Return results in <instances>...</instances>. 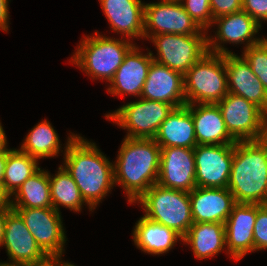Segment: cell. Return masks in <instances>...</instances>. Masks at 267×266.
Instances as JSON below:
<instances>
[{
	"instance_id": "obj_24",
	"label": "cell",
	"mask_w": 267,
	"mask_h": 266,
	"mask_svg": "<svg viewBox=\"0 0 267 266\" xmlns=\"http://www.w3.org/2000/svg\"><path fill=\"white\" fill-rule=\"evenodd\" d=\"M132 234L134 245L152 256L168 253L179 240H183L175 230L144 216L137 220Z\"/></svg>"
},
{
	"instance_id": "obj_41",
	"label": "cell",
	"mask_w": 267,
	"mask_h": 266,
	"mask_svg": "<svg viewBox=\"0 0 267 266\" xmlns=\"http://www.w3.org/2000/svg\"><path fill=\"white\" fill-rule=\"evenodd\" d=\"M62 261H63L62 258H60V266H76V265H74V263L71 264L68 261L67 262H65V261L62 262Z\"/></svg>"
},
{
	"instance_id": "obj_6",
	"label": "cell",
	"mask_w": 267,
	"mask_h": 266,
	"mask_svg": "<svg viewBox=\"0 0 267 266\" xmlns=\"http://www.w3.org/2000/svg\"><path fill=\"white\" fill-rule=\"evenodd\" d=\"M136 202L142 206L144 217L175 230L182 237L194 223L189 192L154 184Z\"/></svg>"
},
{
	"instance_id": "obj_32",
	"label": "cell",
	"mask_w": 267,
	"mask_h": 266,
	"mask_svg": "<svg viewBox=\"0 0 267 266\" xmlns=\"http://www.w3.org/2000/svg\"><path fill=\"white\" fill-rule=\"evenodd\" d=\"M254 251L267 250V204H257V217L253 230Z\"/></svg>"
},
{
	"instance_id": "obj_7",
	"label": "cell",
	"mask_w": 267,
	"mask_h": 266,
	"mask_svg": "<svg viewBox=\"0 0 267 266\" xmlns=\"http://www.w3.org/2000/svg\"><path fill=\"white\" fill-rule=\"evenodd\" d=\"M173 109L168 103L140 97L105 114V117L113 124L126 129V138L154 139L159 126Z\"/></svg>"
},
{
	"instance_id": "obj_27",
	"label": "cell",
	"mask_w": 267,
	"mask_h": 266,
	"mask_svg": "<svg viewBox=\"0 0 267 266\" xmlns=\"http://www.w3.org/2000/svg\"><path fill=\"white\" fill-rule=\"evenodd\" d=\"M60 137L47 119L36 124L26 135L19 150L39 159L58 157L62 153Z\"/></svg>"
},
{
	"instance_id": "obj_26",
	"label": "cell",
	"mask_w": 267,
	"mask_h": 266,
	"mask_svg": "<svg viewBox=\"0 0 267 266\" xmlns=\"http://www.w3.org/2000/svg\"><path fill=\"white\" fill-rule=\"evenodd\" d=\"M11 208L52 207L49 171L39 169L29 177L10 197Z\"/></svg>"
},
{
	"instance_id": "obj_13",
	"label": "cell",
	"mask_w": 267,
	"mask_h": 266,
	"mask_svg": "<svg viewBox=\"0 0 267 266\" xmlns=\"http://www.w3.org/2000/svg\"><path fill=\"white\" fill-rule=\"evenodd\" d=\"M217 29L215 36H207V49L217 54L234 53L228 50L224 44H245L244 49L260 43L264 37H256L261 26L245 11L223 15L213 20ZM245 42V43H244ZM223 44V45H222Z\"/></svg>"
},
{
	"instance_id": "obj_17",
	"label": "cell",
	"mask_w": 267,
	"mask_h": 266,
	"mask_svg": "<svg viewBox=\"0 0 267 266\" xmlns=\"http://www.w3.org/2000/svg\"><path fill=\"white\" fill-rule=\"evenodd\" d=\"M135 44L124 56L107 91L112 96L131 95L139 97L147 78L148 70L153 61L151 50L147 53Z\"/></svg>"
},
{
	"instance_id": "obj_8",
	"label": "cell",
	"mask_w": 267,
	"mask_h": 266,
	"mask_svg": "<svg viewBox=\"0 0 267 266\" xmlns=\"http://www.w3.org/2000/svg\"><path fill=\"white\" fill-rule=\"evenodd\" d=\"M229 134L236 141L267 138V115L254 103L229 93L216 103Z\"/></svg>"
},
{
	"instance_id": "obj_4",
	"label": "cell",
	"mask_w": 267,
	"mask_h": 266,
	"mask_svg": "<svg viewBox=\"0 0 267 266\" xmlns=\"http://www.w3.org/2000/svg\"><path fill=\"white\" fill-rule=\"evenodd\" d=\"M135 44L122 37H107L95 31L94 36H83L70 62L92 80L110 82L122 64L124 56Z\"/></svg>"
},
{
	"instance_id": "obj_31",
	"label": "cell",
	"mask_w": 267,
	"mask_h": 266,
	"mask_svg": "<svg viewBox=\"0 0 267 266\" xmlns=\"http://www.w3.org/2000/svg\"><path fill=\"white\" fill-rule=\"evenodd\" d=\"M186 12L202 29L208 32L212 27L213 16L210 8V0H179Z\"/></svg>"
},
{
	"instance_id": "obj_40",
	"label": "cell",
	"mask_w": 267,
	"mask_h": 266,
	"mask_svg": "<svg viewBox=\"0 0 267 266\" xmlns=\"http://www.w3.org/2000/svg\"><path fill=\"white\" fill-rule=\"evenodd\" d=\"M35 266H60V258H51L46 263H43L41 265H35Z\"/></svg>"
},
{
	"instance_id": "obj_37",
	"label": "cell",
	"mask_w": 267,
	"mask_h": 266,
	"mask_svg": "<svg viewBox=\"0 0 267 266\" xmlns=\"http://www.w3.org/2000/svg\"><path fill=\"white\" fill-rule=\"evenodd\" d=\"M10 209V196L4 191L3 185L0 184V210Z\"/></svg>"
},
{
	"instance_id": "obj_34",
	"label": "cell",
	"mask_w": 267,
	"mask_h": 266,
	"mask_svg": "<svg viewBox=\"0 0 267 266\" xmlns=\"http://www.w3.org/2000/svg\"><path fill=\"white\" fill-rule=\"evenodd\" d=\"M213 19L242 10V0H210Z\"/></svg>"
},
{
	"instance_id": "obj_5",
	"label": "cell",
	"mask_w": 267,
	"mask_h": 266,
	"mask_svg": "<svg viewBox=\"0 0 267 266\" xmlns=\"http://www.w3.org/2000/svg\"><path fill=\"white\" fill-rule=\"evenodd\" d=\"M186 104H216L227 94L224 55L207 52L185 74Z\"/></svg>"
},
{
	"instance_id": "obj_14",
	"label": "cell",
	"mask_w": 267,
	"mask_h": 266,
	"mask_svg": "<svg viewBox=\"0 0 267 266\" xmlns=\"http://www.w3.org/2000/svg\"><path fill=\"white\" fill-rule=\"evenodd\" d=\"M234 144L197 145L194 148L196 187L227 188Z\"/></svg>"
},
{
	"instance_id": "obj_21",
	"label": "cell",
	"mask_w": 267,
	"mask_h": 266,
	"mask_svg": "<svg viewBox=\"0 0 267 266\" xmlns=\"http://www.w3.org/2000/svg\"><path fill=\"white\" fill-rule=\"evenodd\" d=\"M112 31L122 38H144V4L142 0H99Z\"/></svg>"
},
{
	"instance_id": "obj_42",
	"label": "cell",
	"mask_w": 267,
	"mask_h": 266,
	"mask_svg": "<svg viewBox=\"0 0 267 266\" xmlns=\"http://www.w3.org/2000/svg\"><path fill=\"white\" fill-rule=\"evenodd\" d=\"M0 266H21V265H15V264H9L6 262H0Z\"/></svg>"
},
{
	"instance_id": "obj_38",
	"label": "cell",
	"mask_w": 267,
	"mask_h": 266,
	"mask_svg": "<svg viewBox=\"0 0 267 266\" xmlns=\"http://www.w3.org/2000/svg\"><path fill=\"white\" fill-rule=\"evenodd\" d=\"M9 210H0V245L3 241L6 214Z\"/></svg>"
},
{
	"instance_id": "obj_3",
	"label": "cell",
	"mask_w": 267,
	"mask_h": 266,
	"mask_svg": "<svg viewBox=\"0 0 267 266\" xmlns=\"http://www.w3.org/2000/svg\"><path fill=\"white\" fill-rule=\"evenodd\" d=\"M227 188L237 203L267 204V138L234 144Z\"/></svg>"
},
{
	"instance_id": "obj_9",
	"label": "cell",
	"mask_w": 267,
	"mask_h": 266,
	"mask_svg": "<svg viewBox=\"0 0 267 266\" xmlns=\"http://www.w3.org/2000/svg\"><path fill=\"white\" fill-rule=\"evenodd\" d=\"M150 40L157 50L153 60L183 75L208 52L207 35L158 34Z\"/></svg>"
},
{
	"instance_id": "obj_15",
	"label": "cell",
	"mask_w": 267,
	"mask_h": 266,
	"mask_svg": "<svg viewBox=\"0 0 267 266\" xmlns=\"http://www.w3.org/2000/svg\"><path fill=\"white\" fill-rule=\"evenodd\" d=\"M194 149L163 147L157 184L169 189L191 192L196 187Z\"/></svg>"
},
{
	"instance_id": "obj_16",
	"label": "cell",
	"mask_w": 267,
	"mask_h": 266,
	"mask_svg": "<svg viewBox=\"0 0 267 266\" xmlns=\"http://www.w3.org/2000/svg\"><path fill=\"white\" fill-rule=\"evenodd\" d=\"M257 217V204L237 203L225 222V252L240 261L254 252L253 230Z\"/></svg>"
},
{
	"instance_id": "obj_36",
	"label": "cell",
	"mask_w": 267,
	"mask_h": 266,
	"mask_svg": "<svg viewBox=\"0 0 267 266\" xmlns=\"http://www.w3.org/2000/svg\"><path fill=\"white\" fill-rule=\"evenodd\" d=\"M10 150L7 147L0 148V184L3 183L7 154Z\"/></svg>"
},
{
	"instance_id": "obj_28",
	"label": "cell",
	"mask_w": 267,
	"mask_h": 266,
	"mask_svg": "<svg viewBox=\"0 0 267 266\" xmlns=\"http://www.w3.org/2000/svg\"><path fill=\"white\" fill-rule=\"evenodd\" d=\"M50 197L52 207L60 212V206L74 212H81L86 202L82 198L74 179L60 165L55 175L49 172ZM85 203V204H84Z\"/></svg>"
},
{
	"instance_id": "obj_35",
	"label": "cell",
	"mask_w": 267,
	"mask_h": 266,
	"mask_svg": "<svg viewBox=\"0 0 267 266\" xmlns=\"http://www.w3.org/2000/svg\"><path fill=\"white\" fill-rule=\"evenodd\" d=\"M9 1L10 0H0V30L8 32L9 30Z\"/></svg>"
},
{
	"instance_id": "obj_12",
	"label": "cell",
	"mask_w": 267,
	"mask_h": 266,
	"mask_svg": "<svg viewBox=\"0 0 267 266\" xmlns=\"http://www.w3.org/2000/svg\"><path fill=\"white\" fill-rule=\"evenodd\" d=\"M9 264L35 266L46 263L51 258L40 248L35 238L25 225L20 214L10 209L5 218L3 241Z\"/></svg>"
},
{
	"instance_id": "obj_22",
	"label": "cell",
	"mask_w": 267,
	"mask_h": 266,
	"mask_svg": "<svg viewBox=\"0 0 267 266\" xmlns=\"http://www.w3.org/2000/svg\"><path fill=\"white\" fill-rule=\"evenodd\" d=\"M197 145L235 144L217 104H189Z\"/></svg>"
},
{
	"instance_id": "obj_2",
	"label": "cell",
	"mask_w": 267,
	"mask_h": 266,
	"mask_svg": "<svg viewBox=\"0 0 267 266\" xmlns=\"http://www.w3.org/2000/svg\"><path fill=\"white\" fill-rule=\"evenodd\" d=\"M160 153L161 147L154 139L124 137L113 162L114 181L124 189L130 204L157 184Z\"/></svg>"
},
{
	"instance_id": "obj_30",
	"label": "cell",
	"mask_w": 267,
	"mask_h": 266,
	"mask_svg": "<svg viewBox=\"0 0 267 266\" xmlns=\"http://www.w3.org/2000/svg\"><path fill=\"white\" fill-rule=\"evenodd\" d=\"M241 55L267 91V38L243 50Z\"/></svg>"
},
{
	"instance_id": "obj_39",
	"label": "cell",
	"mask_w": 267,
	"mask_h": 266,
	"mask_svg": "<svg viewBox=\"0 0 267 266\" xmlns=\"http://www.w3.org/2000/svg\"><path fill=\"white\" fill-rule=\"evenodd\" d=\"M7 137H6V134H5V131L2 127V124L0 122V148H4V147H7Z\"/></svg>"
},
{
	"instance_id": "obj_18",
	"label": "cell",
	"mask_w": 267,
	"mask_h": 266,
	"mask_svg": "<svg viewBox=\"0 0 267 266\" xmlns=\"http://www.w3.org/2000/svg\"><path fill=\"white\" fill-rule=\"evenodd\" d=\"M140 97L162 101L174 108L185 106L184 75L153 60Z\"/></svg>"
},
{
	"instance_id": "obj_25",
	"label": "cell",
	"mask_w": 267,
	"mask_h": 266,
	"mask_svg": "<svg viewBox=\"0 0 267 266\" xmlns=\"http://www.w3.org/2000/svg\"><path fill=\"white\" fill-rule=\"evenodd\" d=\"M183 244L190 245L196 259L212 258L226 248L225 224L219 222L193 223L183 236Z\"/></svg>"
},
{
	"instance_id": "obj_29",
	"label": "cell",
	"mask_w": 267,
	"mask_h": 266,
	"mask_svg": "<svg viewBox=\"0 0 267 266\" xmlns=\"http://www.w3.org/2000/svg\"><path fill=\"white\" fill-rule=\"evenodd\" d=\"M38 159L19 149H11L7 154L3 189L11 197L15 191L40 167Z\"/></svg>"
},
{
	"instance_id": "obj_33",
	"label": "cell",
	"mask_w": 267,
	"mask_h": 266,
	"mask_svg": "<svg viewBox=\"0 0 267 266\" xmlns=\"http://www.w3.org/2000/svg\"><path fill=\"white\" fill-rule=\"evenodd\" d=\"M242 10L247 12L260 26L267 21V0H242Z\"/></svg>"
},
{
	"instance_id": "obj_1",
	"label": "cell",
	"mask_w": 267,
	"mask_h": 266,
	"mask_svg": "<svg viewBox=\"0 0 267 266\" xmlns=\"http://www.w3.org/2000/svg\"><path fill=\"white\" fill-rule=\"evenodd\" d=\"M69 135L62 166L74 179L89 211H94L115 186L114 166L95 142L78 134Z\"/></svg>"
},
{
	"instance_id": "obj_23",
	"label": "cell",
	"mask_w": 267,
	"mask_h": 266,
	"mask_svg": "<svg viewBox=\"0 0 267 266\" xmlns=\"http://www.w3.org/2000/svg\"><path fill=\"white\" fill-rule=\"evenodd\" d=\"M154 140L161 148L185 147L194 149L197 146L189 104L174 108L171 111L159 126Z\"/></svg>"
},
{
	"instance_id": "obj_19",
	"label": "cell",
	"mask_w": 267,
	"mask_h": 266,
	"mask_svg": "<svg viewBox=\"0 0 267 266\" xmlns=\"http://www.w3.org/2000/svg\"><path fill=\"white\" fill-rule=\"evenodd\" d=\"M228 92L241 96L258 106L267 115V91L244 57L224 54Z\"/></svg>"
},
{
	"instance_id": "obj_20",
	"label": "cell",
	"mask_w": 267,
	"mask_h": 266,
	"mask_svg": "<svg viewBox=\"0 0 267 266\" xmlns=\"http://www.w3.org/2000/svg\"><path fill=\"white\" fill-rule=\"evenodd\" d=\"M194 223L219 222L225 224L237 204L228 188L195 187L189 192Z\"/></svg>"
},
{
	"instance_id": "obj_11",
	"label": "cell",
	"mask_w": 267,
	"mask_h": 266,
	"mask_svg": "<svg viewBox=\"0 0 267 266\" xmlns=\"http://www.w3.org/2000/svg\"><path fill=\"white\" fill-rule=\"evenodd\" d=\"M12 209L20 214L35 241L50 258H62L67 238L61 212L53 207Z\"/></svg>"
},
{
	"instance_id": "obj_10",
	"label": "cell",
	"mask_w": 267,
	"mask_h": 266,
	"mask_svg": "<svg viewBox=\"0 0 267 266\" xmlns=\"http://www.w3.org/2000/svg\"><path fill=\"white\" fill-rule=\"evenodd\" d=\"M144 39L158 34L208 35L184 9L179 0L144 4Z\"/></svg>"
}]
</instances>
